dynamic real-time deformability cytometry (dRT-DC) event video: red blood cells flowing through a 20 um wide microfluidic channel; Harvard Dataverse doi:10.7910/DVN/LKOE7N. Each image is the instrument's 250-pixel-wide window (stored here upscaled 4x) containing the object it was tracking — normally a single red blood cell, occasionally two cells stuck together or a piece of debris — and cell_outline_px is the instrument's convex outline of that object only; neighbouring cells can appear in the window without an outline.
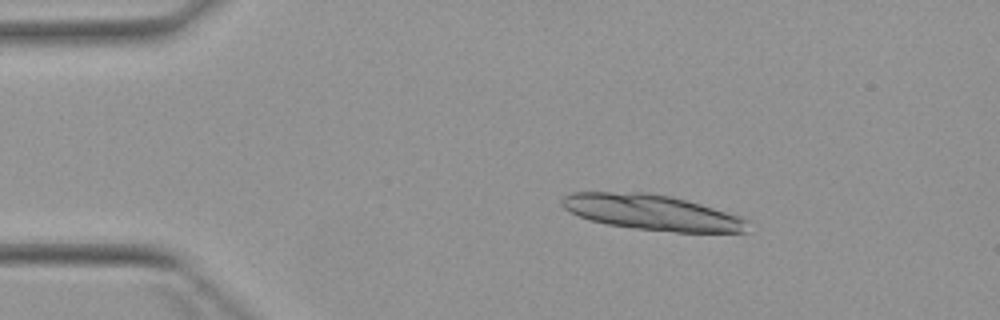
{"species": "Egyptian fruit bat (a non-hibernating species)", "species_latin": "Rousettus aegyptiacus", "temperature_condition": "warm", "stored_images_in_passage": 6, "camera_frame_rate_fps": 3000, "um_per_image_px": 0.085, "animal": {"sex": "female"}, "frame": {"image": 1, "passage_image": 2, "time_ms": 1.333, "image_size_px": [1000, 320], "cell_outline_px": [[748, 232], [676, 232], [636, 228], [608, 224], [592, 220], [580, 216], [564, 208], [560, 204], [560, 200], [564, 196], [572, 192], [648, 192], [672, 196], [700, 204], [748, 220]], "centroid_in_image_um": [55.39, 18.04], "position_along_channel_um": 29.6, "area_um2": 37.92}}
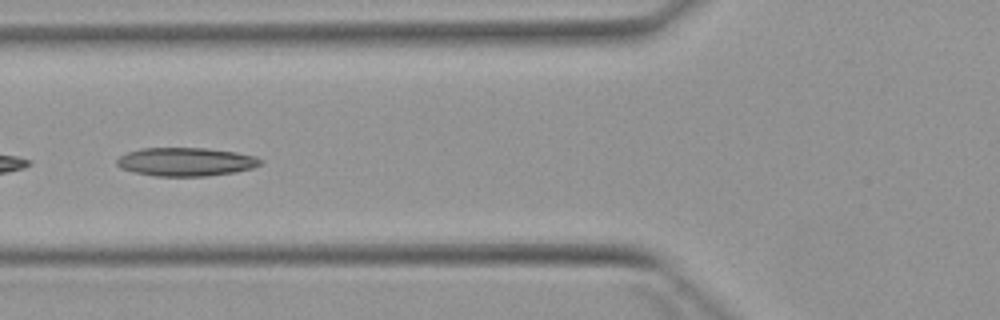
{"frame": {"image": 2, "passage_image": 5, "time_ms": 5.0, "image_size_px": [1000, 320], "cell_outline_px": [[264, 160], [260, 164], [252, 168], [236, 172], [208, 176], [156, 176], [132, 172], [120, 168], [116, 164], [116, 160], [120, 156], [128, 152], [140, 148], [208, 148], [236, 152], [256, 156]], "centroid_in_image_um": [15.8, 13.75], "position_along_channel_um": 110.0, "area_um2": 24.04}}
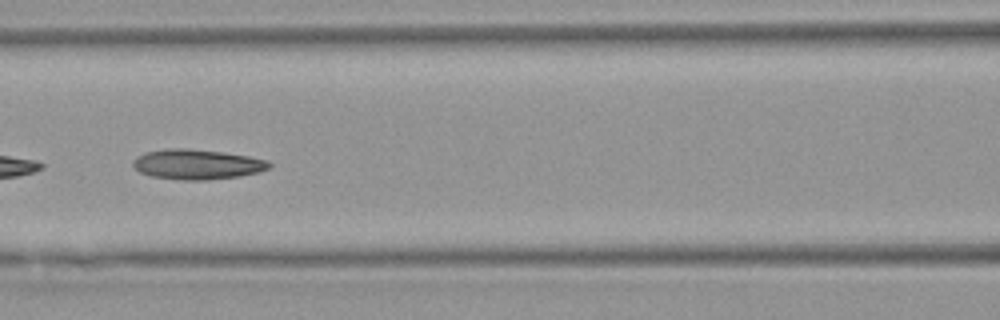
{"frame": {"image": 3, "passage_image": 6, "time_ms": 6.0, "image_size_px": [1000, 320], "cell_outline_px": [[272, 164], [268, 168], [260, 172], [240, 176], [204, 180], [184, 180], [152, 176], [140, 172], [132, 164], [132, 160], [136, 156], [148, 152], [168, 148], [188, 148], [224, 152], [248, 156], [268, 160]], "centroid_in_image_um": [16.77, 13.96], "position_along_channel_um": 149.8, "area_um2": 23.81}}